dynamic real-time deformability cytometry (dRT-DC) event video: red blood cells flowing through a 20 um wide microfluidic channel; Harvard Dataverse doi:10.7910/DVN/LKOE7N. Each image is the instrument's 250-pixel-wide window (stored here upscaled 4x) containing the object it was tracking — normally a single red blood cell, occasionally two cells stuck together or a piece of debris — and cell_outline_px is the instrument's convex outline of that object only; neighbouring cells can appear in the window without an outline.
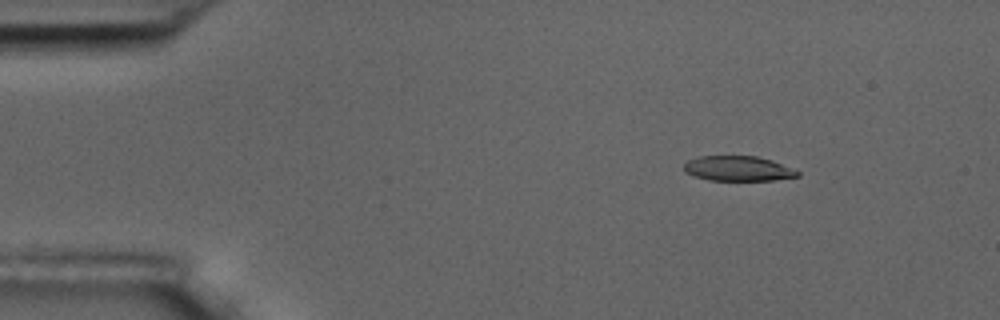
{"species": "common noctule bat (a hibernating species)", "species_latin": "Nyctalus noctula", "temperature_condition": "room temperature", "stored_images_in_passage": 5, "camera_frame_rate_fps": 3000, "um_per_image_px": 0.085, "animal": {"sex": "male", "body_mass_g": 17.5, "forearm_length_mm": 52.3}, "frame": {"image": 1, "passage_image": 3, "time_ms": 2.333, "image_size_px": [1000, 320], "cell_outline_px": [[800, 176], [776, 180], [708, 180], [684, 172], [684, 164], [688, 160], [696, 156], [756, 156], [772, 160], [800, 172]], "centroid_in_image_um": [62.72, 14.32], "position_along_channel_um": 22.3, "area_um2": 16.53}}